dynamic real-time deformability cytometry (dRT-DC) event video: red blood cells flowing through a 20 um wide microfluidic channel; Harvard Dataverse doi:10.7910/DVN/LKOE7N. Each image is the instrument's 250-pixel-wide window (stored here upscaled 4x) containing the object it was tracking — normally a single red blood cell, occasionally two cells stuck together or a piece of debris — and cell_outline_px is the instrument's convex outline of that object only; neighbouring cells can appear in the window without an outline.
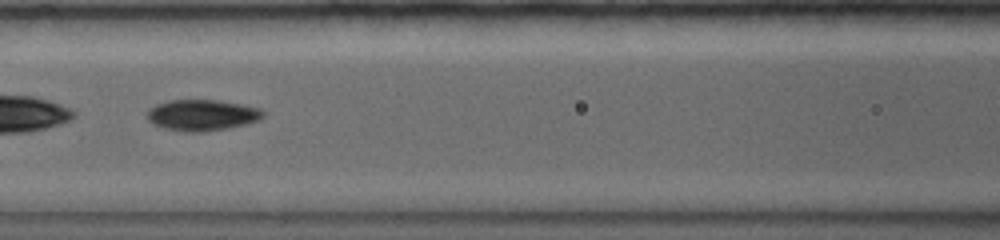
{"species": "common noctule bat (a hibernating species)", "species_latin": "Nyctalus noctula", "temperature_condition": "warm", "stored_images_in_passage": 27, "camera_frame_rate_fps": 5000, "um_per_image_px": 0.085, "animal": {"sex": "female", "body_mass_g": 19.0, "forearm_length_mm": 56.7}, "frame": {"image": 1, "passage_image": 8, "time_ms": 2.8, "image_size_px": [1000, 240], "cell_outline_px": [[264, 116], [260, 120], [248, 124], [228, 128], [204, 132], [184, 132], [164, 128], [152, 124], [148, 120], [148, 108], [156, 104], [168, 100], [216, 100], [244, 104], [260, 108], [264, 112]], "centroid_in_image_um": [17.19, 9.79], "position_along_channel_um": 149.4, "area_um2": 21.33}, "authors_computed_cell_mechanics": {"area_um2": 20.2878, "velocity_mm_per_s": 3.981, "shape_relaxation_time_tau1_ms": 6.0901, "shape_relaxation_time_tau2_ms": 4.0237, "deformation_change_tau1": 0.1958, "deformation_change_tau2": 0.0993}}